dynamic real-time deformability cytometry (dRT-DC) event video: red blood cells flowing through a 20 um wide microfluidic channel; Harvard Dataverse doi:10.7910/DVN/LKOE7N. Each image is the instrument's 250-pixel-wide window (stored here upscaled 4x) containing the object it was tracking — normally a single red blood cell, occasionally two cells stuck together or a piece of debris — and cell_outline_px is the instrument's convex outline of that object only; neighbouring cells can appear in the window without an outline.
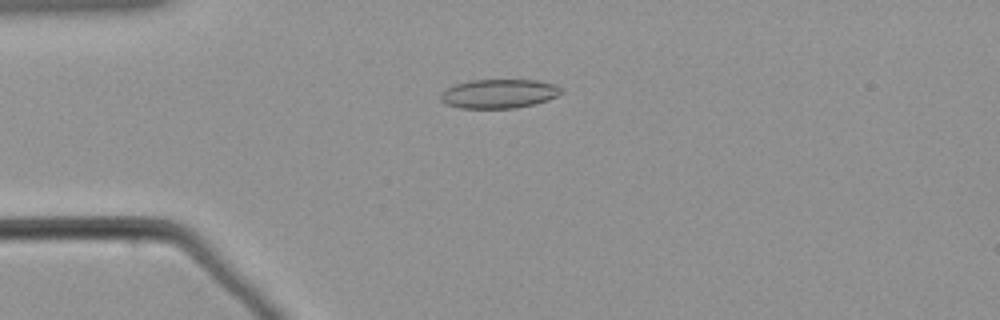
{"species": "common noctule bat (a hibernating species)", "species_latin": "Nyctalus noctula", "temperature_condition": "warm", "stored_images_in_passage": 58, "camera_frame_rate_fps": 3000, "um_per_image_px": 0.085, "animal": {"sex": "male", "body_mass_g": 21.5, "forearm_length_mm": 52.0}, "frame": {"image": 1, "passage_image": 15, "time_ms": 4.667, "image_size_px": [1000, 320], "cell_outline_px": [[564, 92], [548, 100], [516, 108], [460, 108], [448, 104], [440, 100], [440, 96], [448, 88], [456, 84], [472, 80], [536, 80], [556, 84], [564, 88]], "centroid_in_image_um": [42.48, 7.96], "position_along_channel_um": 42.5, "area_um2": 20.35}}
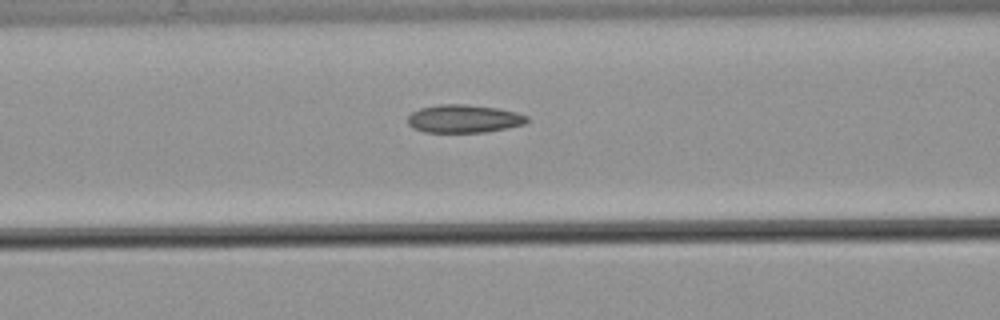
{"frame": {"image": 2, "passage_image": 24, "time_ms": 7.667, "image_size_px": [1000, 320], "cell_outline_px": [[528, 120], [524, 124], [508, 128], [484, 132], [424, 132], [412, 128], [408, 124], [408, 116], [412, 112], [420, 108], [440, 104], [468, 104], [496, 108], [516, 112], [528, 116]], "centroid_in_image_um": [39.41, 10.09], "position_along_channel_um": 127.2, "area_um2": 19.54}}
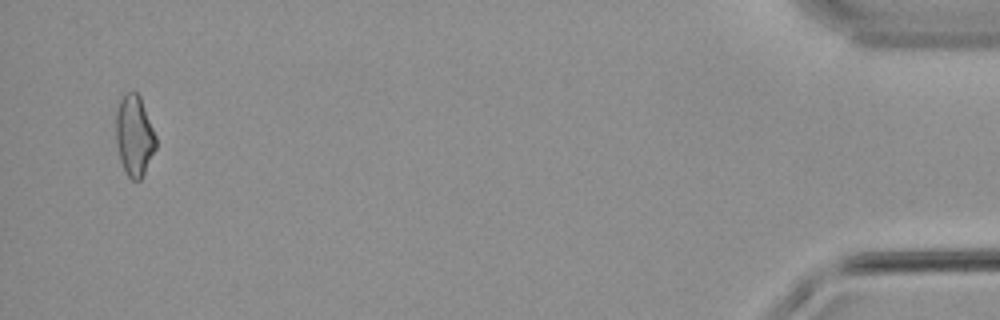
{"frame": {"image": 3, "passage_image": 56, "time_ms": 18.333, "image_size_px": [1000, 320], "cell_outline_px": [[156, 148], [140, 180], [132, 180], [128, 176], [120, 160], [116, 144], [116, 112], [120, 100], [124, 92], [136, 92], [140, 96], [156, 136]], "centroid_in_image_um": [11.41, 11.51], "position_along_channel_um": 423.8, "area_um2": 18.67}}